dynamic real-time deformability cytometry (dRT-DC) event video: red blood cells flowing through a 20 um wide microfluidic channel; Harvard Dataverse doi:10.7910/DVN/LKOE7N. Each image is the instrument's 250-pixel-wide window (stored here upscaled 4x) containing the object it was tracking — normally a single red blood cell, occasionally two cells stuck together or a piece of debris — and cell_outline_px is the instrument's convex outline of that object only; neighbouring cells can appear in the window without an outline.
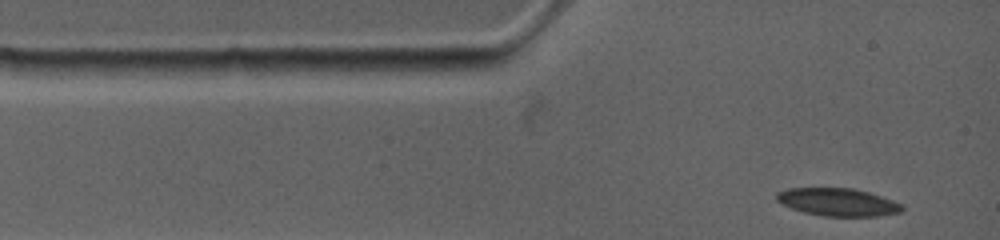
{"species": "common noctule bat (a hibernating species)", "species_latin": "Nyctalus noctula", "temperature_condition": "warm", "stored_images_in_passage": 71, "camera_frame_rate_fps": 4500, "um_per_image_px": 0.085, "animal": {"sex": "female", "body_mass_g": 19.0, "forearm_length_mm": 53.3}, "frame": {"image": 1, "passage_image": 1, "time_ms": 0.0, "image_size_px": [1000, 240], "cell_outline_px": [[904, 212], [876, 216], [824, 216], [804, 212], [792, 208], [776, 200], [776, 192], [788, 188], [852, 188], [868, 192], [904, 204]], "centroid_in_image_um": [71.25, 17.18], "position_along_channel_um": 13.8, "area_um2": 20.29}}
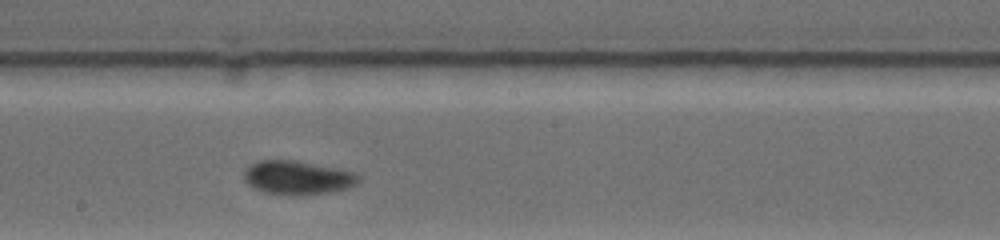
{"frame": {"image": 2, "passage_image": 37, "time_ms": 6.222, "image_size_px": [1000, 240], "cell_outline_px": [[360, 180], [356, 184], [348, 188], [328, 192], [296, 196], [264, 192], [248, 184], [244, 180], [244, 172], [252, 164], [260, 160], [296, 160], [356, 172], [360, 176]], "centroid_in_image_um": [25.32, 15.1], "position_along_channel_um": 222.9, "area_um2": 22.48}}
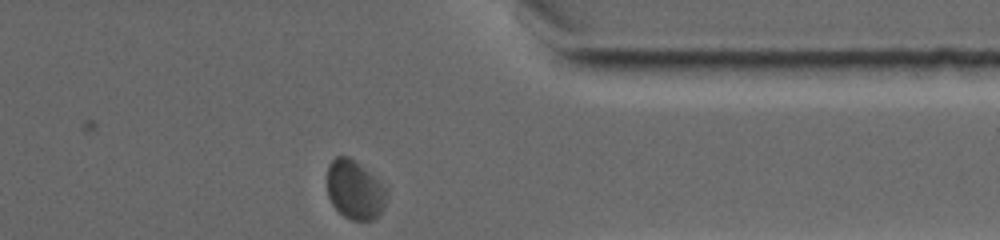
{"frame": {"image": 3, "passage_image": 69, "time_ms": 10.667, "image_size_px": [1000, 240], "cell_outline_px": [[388, 196], [384, 208], [380, 216], [372, 220], [352, 220], [344, 216], [332, 204], [328, 196], [328, 164], [336, 156], [348, 156], [356, 160], [388, 192]], "centroid_in_image_um": [30.16, 16.15], "position_along_channel_um": 381.2, "area_um2": 20.35}, "authors_computed_cell_mechanics": {"area_um2": 21.675, "velocity_mm_per_s": 3.7694, "shape_relaxation_time_tau1_ms": 4.6467, "shape_relaxation_time_tau2_ms": null, "deformation_change_tau1": 0.122, "deformation_change_tau2": null}}